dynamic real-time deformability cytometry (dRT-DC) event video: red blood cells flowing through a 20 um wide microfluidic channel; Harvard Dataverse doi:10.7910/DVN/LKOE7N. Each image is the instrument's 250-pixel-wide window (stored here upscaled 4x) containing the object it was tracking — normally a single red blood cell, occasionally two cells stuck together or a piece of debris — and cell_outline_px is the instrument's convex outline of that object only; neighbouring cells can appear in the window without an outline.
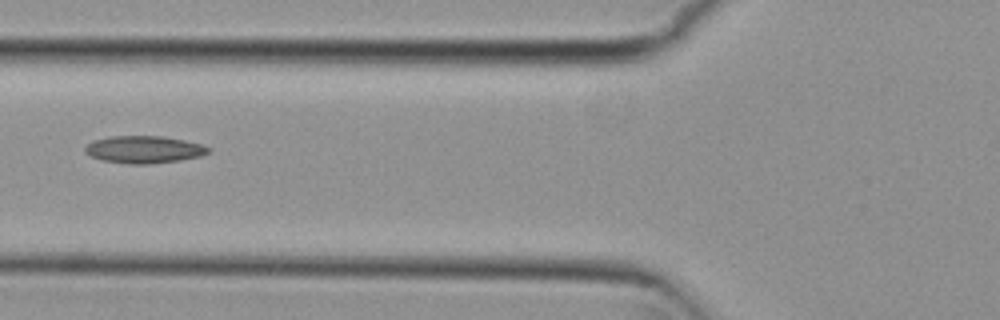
{"species": "common noctule bat (a hibernating species)", "species_latin": "Nyctalus noctula", "temperature_condition": "cold", "stored_images_in_passage": 7, "camera_frame_rate_fps": 3000, "um_per_image_px": 0.085, "animal": {"sex": "female", "body_mass_g": 29.2, "forearm_length_mm": 56.3}, "frame": {"image": 1, "passage_image": 5, "time_ms": 1.333, "image_size_px": [1000, 320], "cell_outline_px": [[212, 148], [208, 152], [200, 156], [180, 160], [148, 164], [128, 164], [104, 160], [92, 156], [84, 152], [84, 148], [92, 140], [108, 136], [160, 136], [184, 140], [204, 144]], "centroid_in_image_um": [12.25, 12.7], "position_along_channel_um": 113.6, "area_um2": 19.65}}
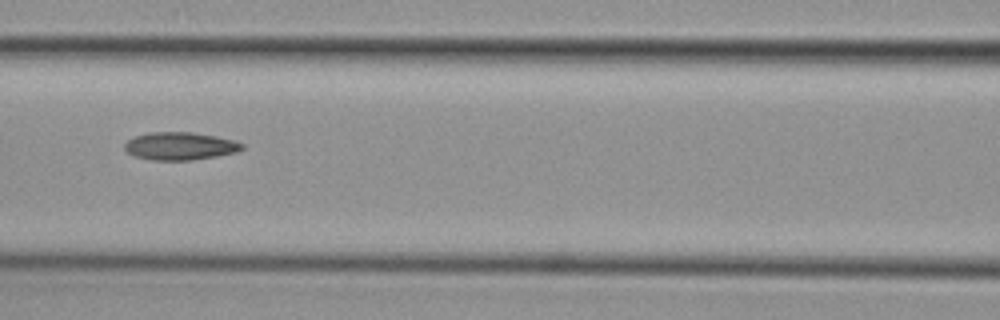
{"frame": {"image": 2, "passage_image": 6, "time_ms": 1.667, "image_size_px": [1000, 320], "cell_outline_px": [[244, 148], [236, 152], [216, 156], [192, 160], [152, 160], [132, 156], [124, 148], [124, 144], [128, 140], [136, 136], [148, 132], [192, 132], [216, 136], [236, 140], [244, 144]], "centroid_in_image_um": [15.31, 12.41], "position_along_channel_um": 151.3, "area_um2": 19.13}}
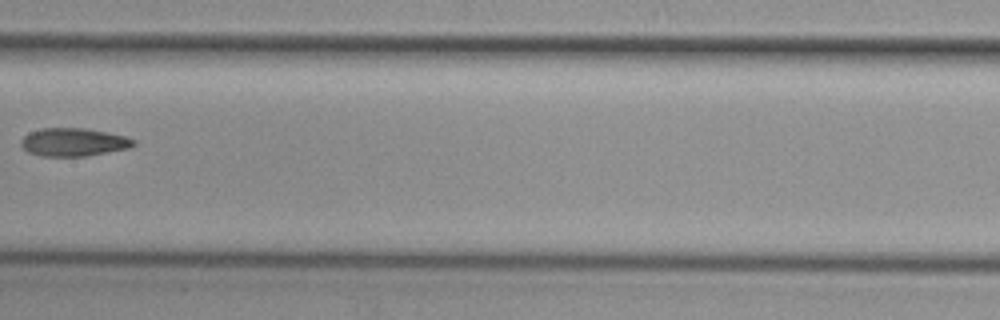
{"frame": {"image": 3, "passage_image": 7, "time_ms": 2.0, "image_size_px": [1000, 320], "cell_outline_px": [[136, 144], [132, 148], [84, 156], [44, 156], [28, 152], [20, 144], [20, 140], [28, 132], [40, 128], [84, 128], [108, 132], [124, 136], [136, 140]], "centroid_in_image_um": [6.26, 12.07], "position_along_channel_um": 201.1, "area_um2": 18.55}}